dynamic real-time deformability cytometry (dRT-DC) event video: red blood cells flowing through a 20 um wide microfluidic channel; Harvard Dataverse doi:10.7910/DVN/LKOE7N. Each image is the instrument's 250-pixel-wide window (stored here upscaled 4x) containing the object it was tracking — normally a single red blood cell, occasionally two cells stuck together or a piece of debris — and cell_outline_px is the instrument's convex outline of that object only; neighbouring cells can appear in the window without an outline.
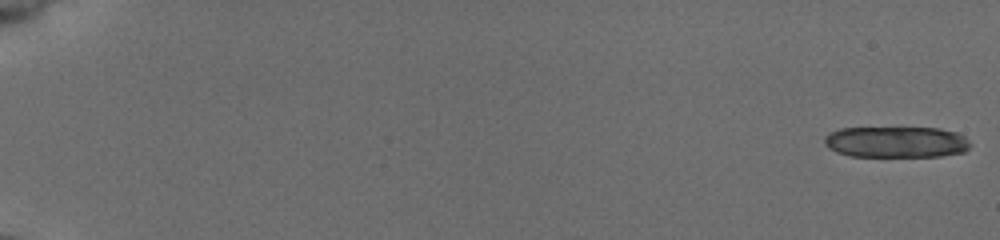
{"species": "common noctule bat (a hibernating species)", "species_latin": "Nyctalus noctula", "temperature_condition": "cold", "stored_images_in_passage": 24, "camera_frame_rate_fps": 3000, "um_per_image_px": 0.085, "animal": {"sex": "female", "body_mass_g": 19.5, "forearm_length_mm": 54.1}, "frame": {"image": 1, "passage_image": 1, "time_ms": 0.0, "image_size_px": [1000, 240], "cell_outline_px": [[972, 144], [964, 152], [940, 156], [848, 156], [836, 152], [828, 148], [824, 144], [824, 136], [840, 128], [940, 128], [956, 132], [964, 136]], "centroid_in_image_um": [76.17, 12.07], "position_along_channel_um": 8.8, "area_um2": 26.59}}
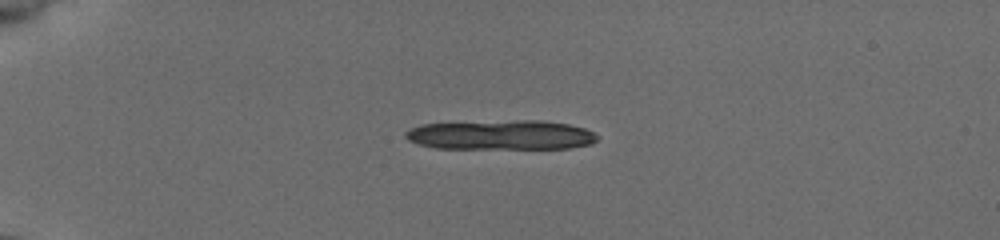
{"frame": {"image": 2, "passage_image": 15, "time_ms": 4.667, "image_size_px": [1000, 240], "cell_outline_px": [[600, 136], [592, 144], [568, 148], [436, 148], [420, 144], [408, 140], [404, 136], [404, 132], [420, 124], [524, 120], [540, 120], [568, 124], [584, 128]], "centroid_in_image_um": [42.6, 11.47], "position_along_channel_um": 42.4, "area_um2": 32.89}}
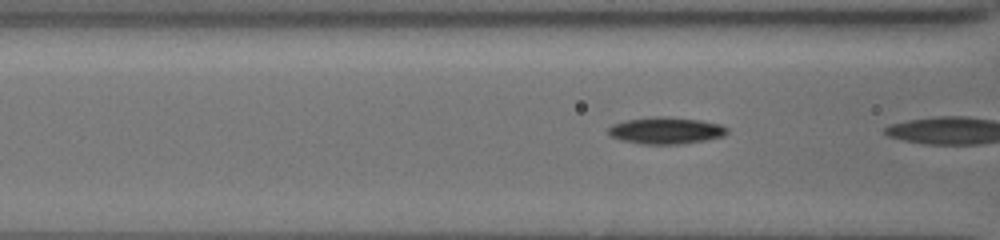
{"frame": {"image": 3, "passage_image": 23, "time_ms": 7.333, "image_size_px": [1000, 240], "cell_outline_px": [[728, 132], [724, 136], [708, 140], [676, 144], [640, 144], [620, 140], [612, 136], [608, 132], [608, 128], [612, 124], [628, 120], [656, 116], [668, 116], [700, 120], [720, 124], [728, 128]], "centroid_in_image_um": [56.62, 11.09], "position_along_channel_um": 110.0, "area_um2": 18.61}}